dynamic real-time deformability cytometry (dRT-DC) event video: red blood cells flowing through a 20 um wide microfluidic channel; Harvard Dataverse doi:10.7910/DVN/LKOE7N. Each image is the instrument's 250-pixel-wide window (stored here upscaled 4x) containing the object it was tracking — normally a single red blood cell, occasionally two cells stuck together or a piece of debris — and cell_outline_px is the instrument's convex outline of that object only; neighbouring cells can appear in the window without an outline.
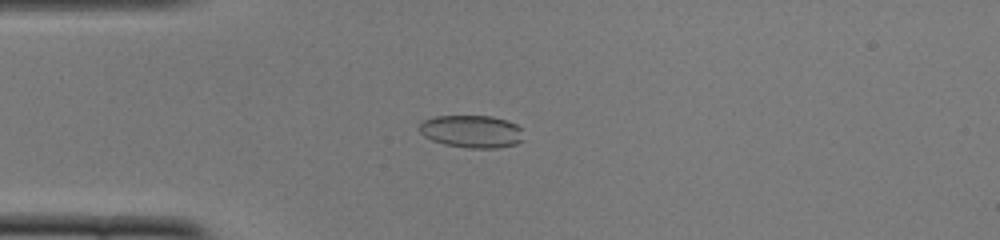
{"species": "common noctule bat (a hibernating species)", "species_latin": "Nyctalus noctula", "temperature_condition": "cold", "stored_images_in_passage": 52, "camera_frame_rate_fps": 3000, "um_per_image_px": 0.085, "animal": {"sex": "female", "body_mass_g": 22.0, "forearm_length_mm": 56.7}, "frame": {"image": 1, "passage_image": 14, "time_ms": 4.333, "image_size_px": [1000, 240], "cell_outline_px": [[524, 140], [516, 144], [496, 148], [468, 148], [444, 144], [432, 140], [424, 136], [420, 132], [420, 124], [424, 120], [432, 116], [492, 116], [508, 120], [516, 124], [520, 128]], "centroid_in_image_um": [40.11, 11.17], "position_along_channel_um": 44.9, "area_um2": 19.88}}
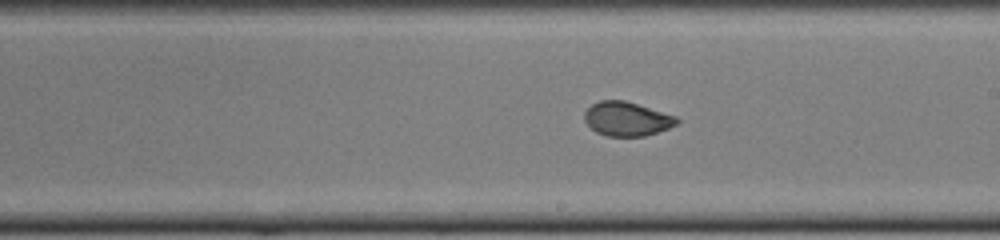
{"frame": {"image": 2, "passage_image": 30, "time_ms": 9.667, "image_size_px": [1000, 240], "cell_outline_px": [[680, 124], [644, 136], [608, 136], [596, 132], [584, 120], [584, 112], [592, 104], [600, 100], [624, 100], [676, 116], [680, 120]], "centroid_in_image_um": [53.29, 10.1], "position_along_channel_um": 235.7, "area_um2": 18.26}}
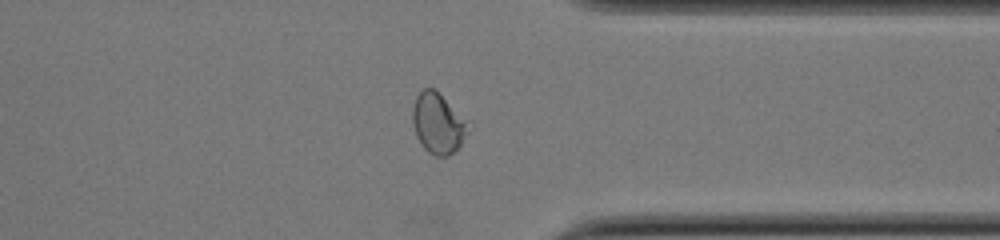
{"frame": {"image": 3, "passage_image": 41, "time_ms": 13.333, "image_size_px": [1000, 240], "cell_outline_px": [[468, 132], [460, 144], [448, 156], [436, 156], [428, 152], [420, 144], [416, 136], [412, 124], [412, 108], [416, 96], [424, 88], [432, 88], [468, 120]], "centroid_in_image_um": [37.2, 10.5], "position_along_channel_um": 374.2, "area_um2": 19.36}, "authors_computed_cell_mechanics": {"area_um2": 19.6809, "velocity_mm_per_s": 3.8697, "shape_relaxation_time_tau1_ms": 7.4896, "shape_relaxation_time_tau2_ms": 0.7726, "deformation_change_tau1": 0.1422, "deformation_change_tau2": 0.0434}}